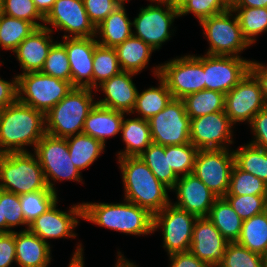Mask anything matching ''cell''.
Returning a JSON list of instances; mask_svg holds the SVG:
<instances>
[{
  "label": "cell",
  "instance_id": "7a4b0ae2",
  "mask_svg": "<svg viewBox=\"0 0 267 267\" xmlns=\"http://www.w3.org/2000/svg\"><path fill=\"white\" fill-rule=\"evenodd\" d=\"M124 185V200L147 209L152 215L171 203L167 190L139 157L118 158Z\"/></svg>",
  "mask_w": 267,
  "mask_h": 267
},
{
  "label": "cell",
  "instance_id": "5b68a950",
  "mask_svg": "<svg viewBox=\"0 0 267 267\" xmlns=\"http://www.w3.org/2000/svg\"><path fill=\"white\" fill-rule=\"evenodd\" d=\"M0 189L19 196L50 190L36 155L28 151L0 155Z\"/></svg>",
  "mask_w": 267,
  "mask_h": 267
},
{
  "label": "cell",
  "instance_id": "603a6c76",
  "mask_svg": "<svg viewBox=\"0 0 267 267\" xmlns=\"http://www.w3.org/2000/svg\"><path fill=\"white\" fill-rule=\"evenodd\" d=\"M136 73L121 71L118 75L112 76L97 87L106 95L104 99L97 101V104L131 114L136 103L138 90L132 81Z\"/></svg>",
  "mask_w": 267,
  "mask_h": 267
},
{
  "label": "cell",
  "instance_id": "11a10c76",
  "mask_svg": "<svg viewBox=\"0 0 267 267\" xmlns=\"http://www.w3.org/2000/svg\"><path fill=\"white\" fill-rule=\"evenodd\" d=\"M232 7L267 8V0H237Z\"/></svg>",
  "mask_w": 267,
  "mask_h": 267
},
{
  "label": "cell",
  "instance_id": "2e32d148",
  "mask_svg": "<svg viewBox=\"0 0 267 267\" xmlns=\"http://www.w3.org/2000/svg\"><path fill=\"white\" fill-rule=\"evenodd\" d=\"M43 23L46 28L50 24L57 30L70 33L63 38L96 37V27L87 15L83 0H56Z\"/></svg>",
  "mask_w": 267,
  "mask_h": 267
},
{
  "label": "cell",
  "instance_id": "f546056e",
  "mask_svg": "<svg viewBox=\"0 0 267 267\" xmlns=\"http://www.w3.org/2000/svg\"><path fill=\"white\" fill-rule=\"evenodd\" d=\"M157 77L160 80L158 87H151L137 93L132 113L136 111L141 119L149 120L162 111L173 98L165 81L159 75Z\"/></svg>",
  "mask_w": 267,
  "mask_h": 267
},
{
  "label": "cell",
  "instance_id": "f6af8a7d",
  "mask_svg": "<svg viewBox=\"0 0 267 267\" xmlns=\"http://www.w3.org/2000/svg\"><path fill=\"white\" fill-rule=\"evenodd\" d=\"M3 14L33 23L37 28L43 27L44 16L38 11L33 0H3Z\"/></svg>",
  "mask_w": 267,
  "mask_h": 267
},
{
  "label": "cell",
  "instance_id": "e0dca14e",
  "mask_svg": "<svg viewBox=\"0 0 267 267\" xmlns=\"http://www.w3.org/2000/svg\"><path fill=\"white\" fill-rule=\"evenodd\" d=\"M232 126L225 111L190 119V143L198 150L228 149L232 144Z\"/></svg>",
  "mask_w": 267,
  "mask_h": 267
},
{
  "label": "cell",
  "instance_id": "be15d7a7",
  "mask_svg": "<svg viewBox=\"0 0 267 267\" xmlns=\"http://www.w3.org/2000/svg\"><path fill=\"white\" fill-rule=\"evenodd\" d=\"M150 1L152 2L155 1V3H167V4L170 2V0H150Z\"/></svg>",
  "mask_w": 267,
  "mask_h": 267
},
{
  "label": "cell",
  "instance_id": "60d3db41",
  "mask_svg": "<svg viewBox=\"0 0 267 267\" xmlns=\"http://www.w3.org/2000/svg\"><path fill=\"white\" fill-rule=\"evenodd\" d=\"M226 195H267V184L234 164Z\"/></svg>",
  "mask_w": 267,
  "mask_h": 267
},
{
  "label": "cell",
  "instance_id": "f907efd6",
  "mask_svg": "<svg viewBox=\"0 0 267 267\" xmlns=\"http://www.w3.org/2000/svg\"><path fill=\"white\" fill-rule=\"evenodd\" d=\"M16 262L15 231L0 233V267H10Z\"/></svg>",
  "mask_w": 267,
  "mask_h": 267
},
{
  "label": "cell",
  "instance_id": "83f0119b",
  "mask_svg": "<svg viewBox=\"0 0 267 267\" xmlns=\"http://www.w3.org/2000/svg\"><path fill=\"white\" fill-rule=\"evenodd\" d=\"M115 50L121 70L136 74L145 69L152 52L155 51L143 40L133 35L116 46Z\"/></svg>",
  "mask_w": 267,
  "mask_h": 267
},
{
  "label": "cell",
  "instance_id": "4dcf8cb0",
  "mask_svg": "<svg viewBox=\"0 0 267 267\" xmlns=\"http://www.w3.org/2000/svg\"><path fill=\"white\" fill-rule=\"evenodd\" d=\"M66 141L73 164L80 172L92 165L105 148L99 140L83 133L70 136Z\"/></svg>",
  "mask_w": 267,
  "mask_h": 267
},
{
  "label": "cell",
  "instance_id": "9c48e42d",
  "mask_svg": "<svg viewBox=\"0 0 267 267\" xmlns=\"http://www.w3.org/2000/svg\"><path fill=\"white\" fill-rule=\"evenodd\" d=\"M232 14L233 10L228 8L200 22L210 44L206 54L238 57L251 46L242 35L237 16L232 17Z\"/></svg>",
  "mask_w": 267,
  "mask_h": 267
},
{
  "label": "cell",
  "instance_id": "7c38bea8",
  "mask_svg": "<svg viewBox=\"0 0 267 267\" xmlns=\"http://www.w3.org/2000/svg\"><path fill=\"white\" fill-rule=\"evenodd\" d=\"M233 165L234 154L229 149L198 150L193 174L220 198L228 192Z\"/></svg>",
  "mask_w": 267,
  "mask_h": 267
},
{
  "label": "cell",
  "instance_id": "f35d334b",
  "mask_svg": "<svg viewBox=\"0 0 267 267\" xmlns=\"http://www.w3.org/2000/svg\"><path fill=\"white\" fill-rule=\"evenodd\" d=\"M267 258L251 252L237 242H229L216 267H266Z\"/></svg>",
  "mask_w": 267,
  "mask_h": 267
},
{
  "label": "cell",
  "instance_id": "d590c367",
  "mask_svg": "<svg viewBox=\"0 0 267 267\" xmlns=\"http://www.w3.org/2000/svg\"><path fill=\"white\" fill-rule=\"evenodd\" d=\"M37 27L28 21L2 14L0 17V47L14 52Z\"/></svg>",
  "mask_w": 267,
  "mask_h": 267
},
{
  "label": "cell",
  "instance_id": "ba28073f",
  "mask_svg": "<svg viewBox=\"0 0 267 267\" xmlns=\"http://www.w3.org/2000/svg\"><path fill=\"white\" fill-rule=\"evenodd\" d=\"M48 188L56 192L53 181L75 180L81 182V172L73 164L69 155L66 138L45 134L34 148ZM52 179V180H51Z\"/></svg>",
  "mask_w": 267,
  "mask_h": 267
},
{
  "label": "cell",
  "instance_id": "f1b7e54d",
  "mask_svg": "<svg viewBox=\"0 0 267 267\" xmlns=\"http://www.w3.org/2000/svg\"><path fill=\"white\" fill-rule=\"evenodd\" d=\"M207 218L228 242H236L239 239L243 219L239 217L224 197L214 201Z\"/></svg>",
  "mask_w": 267,
  "mask_h": 267
},
{
  "label": "cell",
  "instance_id": "4fadbf2b",
  "mask_svg": "<svg viewBox=\"0 0 267 267\" xmlns=\"http://www.w3.org/2000/svg\"><path fill=\"white\" fill-rule=\"evenodd\" d=\"M176 17H180L179 11L167 3L149 4L141 8L134 18L132 26L136 31L133 36L140 38L154 50L160 49L162 43L169 40L172 33L169 29Z\"/></svg>",
  "mask_w": 267,
  "mask_h": 267
},
{
  "label": "cell",
  "instance_id": "ab89813d",
  "mask_svg": "<svg viewBox=\"0 0 267 267\" xmlns=\"http://www.w3.org/2000/svg\"><path fill=\"white\" fill-rule=\"evenodd\" d=\"M57 192L40 190L20 195V203L26 223L29 225L45 213L58 199Z\"/></svg>",
  "mask_w": 267,
  "mask_h": 267
},
{
  "label": "cell",
  "instance_id": "484cf974",
  "mask_svg": "<svg viewBox=\"0 0 267 267\" xmlns=\"http://www.w3.org/2000/svg\"><path fill=\"white\" fill-rule=\"evenodd\" d=\"M124 6H118L98 26H96V38L101 36L98 44L115 48L133 35L132 22L128 18Z\"/></svg>",
  "mask_w": 267,
  "mask_h": 267
},
{
  "label": "cell",
  "instance_id": "681fc988",
  "mask_svg": "<svg viewBox=\"0 0 267 267\" xmlns=\"http://www.w3.org/2000/svg\"><path fill=\"white\" fill-rule=\"evenodd\" d=\"M250 126L255 139L250 144L267 150V106L253 117Z\"/></svg>",
  "mask_w": 267,
  "mask_h": 267
},
{
  "label": "cell",
  "instance_id": "c3c4849f",
  "mask_svg": "<svg viewBox=\"0 0 267 267\" xmlns=\"http://www.w3.org/2000/svg\"><path fill=\"white\" fill-rule=\"evenodd\" d=\"M83 4L95 27L119 6L115 0H83Z\"/></svg>",
  "mask_w": 267,
  "mask_h": 267
},
{
  "label": "cell",
  "instance_id": "cb8c5ba5",
  "mask_svg": "<svg viewBox=\"0 0 267 267\" xmlns=\"http://www.w3.org/2000/svg\"><path fill=\"white\" fill-rule=\"evenodd\" d=\"M15 253L19 267H48L52 259L49 243L26 229L15 232Z\"/></svg>",
  "mask_w": 267,
  "mask_h": 267
},
{
  "label": "cell",
  "instance_id": "7dc6e473",
  "mask_svg": "<svg viewBox=\"0 0 267 267\" xmlns=\"http://www.w3.org/2000/svg\"><path fill=\"white\" fill-rule=\"evenodd\" d=\"M229 7L223 0H189L179 11V16L193 13L198 21L225 12Z\"/></svg>",
  "mask_w": 267,
  "mask_h": 267
},
{
  "label": "cell",
  "instance_id": "e7e4bbea",
  "mask_svg": "<svg viewBox=\"0 0 267 267\" xmlns=\"http://www.w3.org/2000/svg\"><path fill=\"white\" fill-rule=\"evenodd\" d=\"M119 6H124V3L129 0H115Z\"/></svg>",
  "mask_w": 267,
  "mask_h": 267
},
{
  "label": "cell",
  "instance_id": "ac0fdd59",
  "mask_svg": "<svg viewBox=\"0 0 267 267\" xmlns=\"http://www.w3.org/2000/svg\"><path fill=\"white\" fill-rule=\"evenodd\" d=\"M57 202L29 224L28 230L46 243L47 239L76 237L73 230L79 223L78 218L83 219L82 203L70 207L67 213L56 208Z\"/></svg>",
  "mask_w": 267,
  "mask_h": 267
},
{
  "label": "cell",
  "instance_id": "d4e9b609",
  "mask_svg": "<svg viewBox=\"0 0 267 267\" xmlns=\"http://www.w3.org/2000/svg\"><path fill=\"white\" fill-rule=\"evenodd\" d=\"M124 114L96 104L85 119L82 133L99 140L105 146L107 138L121 132Z\"/></svg>",
  "mask_w": 267,
  "mask_h": 267
},
{
  "label": "cell",
  "instance_id": "6f0895ef",
  "mask_svg": "<svg viewBox=\"0 0 267 267\" xmlns=\"http://www.w3.org/2000/svg\"><path fill=\"white\" fill-rule=\"evenodd\" d=\"M83 248L82 245H78L76 251L73 254V257L71 258V261L69 263L68 267H84V261H83Z\"/></svg>",
  "mask_w": 267,
  "mask_h": 267
},
{
  "label": "cell",
  "instance_id": "7402d4cb",
  "mask_svg": "<svg viewBox=\"0 0 267 267\" xmlns=\"http://www.w3.org/2000/svg\"><path fill=\"white\" fill-rule=\"evenodd\" d=\"M52 32L50 27L37 28L16 48L14 53L23 70L21 74L41 72L45 59L55 43L50 36Z\"/></svg>",
  "mask_w": 267,
  "mask_h": 267
},
{
  "label": "cell",
  "instance_id": "d6986e66",
  "mask_svg": "<svg viewBox=\"0 0 267 267\" xmlns=\"http://www.w3.org/2000/svg\"><path fill=\"white\" fill-rule=\"evenodd\" d=\"M171 190H175L177 194V202L173 205L198 218L207 217L218 198L193 173L180 176Z\"/></svg>",
  "mask_w": 267,
  "mask_h": 267
},
{
  "label": "cell",
  "instance_id": "03108f58",
  "mask_svg": "<svg viewBox=\"0 0 267 267\" xmlns=\"http://www.w3.org/2000/svg\"><path fill=\"white\" fill-rule=\"evenodd\" d=\"M3 14V0H0V17Z\"/></svg>",
  "mask_w": 267,
  "mask_h": 267
},
{
  "label": "cell",
  "instance_id": "f5cc1de1",
  "mask_svg": "<svg viewBox=\"0 0 267 267\" xmlns=\"http://www.w3.org/2000/svg\"><path fill=\"white\" fill-rule=\"evenodd\" d=\"M12 82L0 78V109H3L18 100L17 76Z\"/></svg>",
  "mask_w": 267,
  "mask_h": 267
},
{
  "label": "cell",
  "instance_id": "003e7915",
  "mask_svg": "<svg viewBox=\"0 0 267 267\" xmlns=\"http://www.w3.org/2000/svg\"><path fill=\"white\" fill-rule=\"evenodd\" d=\"M265 213L267 215V196H266V203H265Z\"/></svg>",
  "mask_w": 267,
  "mask_h": 267
},
{
  "label": "cell",
  "instance_id": "30bf717a",
  "mask_svg": "<svg viewBox=\"0 0 267 267\" xmlns=\"http://www.w3.org/2000/svg\"><path fill=\"white\" fill-rule=\"evenodd\" d=\"M148 123L153 143L163 146L190 143V117L183 99L172 98Z\"/></svg>",
  "mask_w": 267,
  "mask_h": 267
},
{
  "label": "cell",
  "instance_id": "44dd1931",
  "mask_svg": "<svg viewBox=\"0 0 267 267\" xmlns=\"http://www.w3.org/2000/svg\"><path fill=\"white\" fill-rule=\"evenodd\" d=\"M228 241L207 218H198L194 224L190 252L211 267H216L224 257Z\"/></svg>",
  "mask_w": 267,
  "mask_h": 267
},
{
  "label": "cell",
  "instance_id": "3957f363",
  "mask_svg": "<svg viewBox=\"0 0 267 267\" xmlns=\"http://www.w3.org/2000/svg\"><path fill=\"white\" fill-rule=\"evenodd\" d=\"M82 203L83 219L99 226L132 235L153 233V215L132 202Z\"/></svg>",
  "mask_w": 267,
  "mask_h": 267
},
{
  "label": "cell",
  "instance_id": "1f68e13d",
  "mask_svg": "<svg viewBox=\"0 0 267 267\" xmlns=\"http://www.w3.org/2000/svg\"><path fill=\"white\" fill-rule=\"evenodd\" d=\"M241 246L267 258V215L265 212L243 220L239 239Z\"/></svg>",
  "mask_w": 267,
  "mask_h": 267
},
{
  "label": "cell",
  "instance_id": "8fae6325",
  "mask_svg": "<svg viewBox=\"0 0 267 267\" xmlns=\"http://www.w3.org/2000/svg\"><path fill=\"white\" fill-rule=\"evenodd\" d=\"M197 216L170 203L153 215V231L163 232V247L169 254L190 250Z\"/></svg>",
  "mask_w": 267,
  "mask_h": 267
},
{
  "label": "cell",
  "instance_id": "836d02e7",
  "mask_svg": "<svg viewBox=\"0 0 267 267\" xmlns=\"http://www.w3.org/2000/svg\"><path fill=\"white\" fill-rule=\"evenodd\" d=\"M138 157L166 187L171 190L175 186L179 177L169 166L168 155H165V146L152 142Z\"/></svg>",
  "mask_w": 267,
  "mask_h": 267
},
{
  "label": "cell",
  "instance_id": "6da1fadb",
  "mask_svg": "<svg viewBox=\"0 0 267 267\" xmlns=\"http://www.w3.org/2000/svg\"><path fill=\"white\" fill-rule=\"evenodd\" d=\"M46 134L45 115L18 100L1 110L0 155L8 152H27Z\"/></svg>",
  "mask_w": 267,
  "mask_h": 267
},
{
  "label": "cell",
  "instance_id": "4316f807",
  "mask_svg": "<svg viewBox=\"0 0 267 267\" xmlns=\"http://www.w3.org/2000/svg\"><path fill=\"white\" fill-rule=\"evenodd\" d=\"M121 132L126 146L124 151L117 154L118 158L138 157L152 143L148 120L139 116L134 119L123 118Z\"/></svg>",
  "mask_w": 267,
  "mask_h": 267
},
{
  "label": "cell",
  "instance_id": "ee69618b",
  "mask_svg": "<svg viewBox=\"0 0 267 267\" xmlns=\"http://www.w3.org/2000/svg\"><path fill=\"white\" fill-rule=\"evenodd\" d=\"M267 195H225L224 198L229 202L239 217L243 220L265 212Z\"/></svg>",
  "mask_w": 267,
  "mask_h": 267
},
{
  "label": "cell",
  "instance_id": "9f6ffc18",
  "mask_svg": "<svg viewBox=\"0 0 267 267\" xmlns=\"http://www.w3.org/2000/svg\"><path fill=\"white\" fill-rule=\"evenodd\" d=\"M56 0H33L38 11L45 17L52 9Z\"/></svg>",
  "mask_w": 267,
  "mask_h": 267
},
{
  "label": "cell",
  "instance_id": "6125c7cd",
  "mask_svg": "<svg viewBox=\"0 0 267 267\" xmlns=\"http://www.w3.org/2000/svg\"><path fill=\"white\" fill-rule=\"evenodd\" d=\"M223 1L229 8H231L237 0H223Z\"/></svg>",
  "mask_w": 267,
  "mask_h": 267
},
{
  "label": "cell",
  "instance_id": "e575fe53",
  "mask_svg": "<svg viewBox=\"0 0 267 267\" xmlns=\"http://www.w3.org/2000/svg\"><path fill=\"white\" fill-rule=\"evenodd\" d=\"M234 164L267 184V150L250 143L233 150Z\"/></svg>",
  "mask_w": 267,
  "mask_h": 267
},
{
  "label": "cell",
  "instance_id": "7bdbcfd3",
  "mask_svg": "<svg viewBox=\"0 0 267 267\" xmlns=\"http://www.w3.org/2000/svg\"><path fill=\"white\" fill-rule=\"evenodd\" d=\"M198 149L191 143L165 146V155H168L169 166L180 177L193 173L194 161Z\"/></svg>",
  "mask_w": 267,
  "mask_h": 267
},
{
  "label": "cell",
  "instance_id": "8d00e7d4",
  "mask_svg": "<svg viewBox=\"0 0 267 267\" xmlns=\"http://www.w3.org/2000/svg\"><path fill=\"white\" fill-rule=\"evenodd\" d=\"M231 9L234 13L237 12L242 35L250 45L256 42L258 34L267 31V8L231 7Z\"/></svg>",
  "mask_w": 267,
  "mask_h": 267
},
{
  "label": "cell",
  "instance_id": "d6a6232c",
  "mask_svg": "<svg viewBox=\"0 0 267 267\" xmlns=\"http://www.w3.org/2000/svg\"><path fill=\"white\" fill-rule=\"evenodd\" d=\"M183 101L190 119L225 109V94L214 90L203 89L187 95Z\"/></svg>",
  "mask_w": 267,
  "mask_h": 267
},
{
  "label": "cell",
  "instance_id": "ffe728a7",
  "mask_svg": "<svg viewBox=\"0 0 267 267\" xmlns=\"http://www.w3.org/2000/svg\"><path fill=\"white\" fill-rule=\"evenodd\" d=\"M71 69V85L93 89V57L95 37L63 38Z\"/></svg>",
  "mask_w": 267,
  "mask_h": 267
},
{
  "label": "cell",
  "instance_id": "816d5d0a",
  "mask_svg": "<svg viewBox=\"0 0 267 267\" xmlns=\"http://www.w3.org/2000/svg\"><path fill=\"white\" fill-rule=\"evenodd\" d=\"M170 267H211L190 251L169 254Z\"/></svg>",
  "mask_w": 267,
  "mask_h": 267
},
{
  "label": "cell",
  "instance_id": "5bb4252c",
  "mask_svg": "<svg viewBox=\"0 0 267 267\" xmlns=\"http://www.w3.org/2000/svg\"><path fill=\"white\" fill-rule=\"evenodd\" d=\"M250 62L251 60L240 56L205 54L203 56L205 89L228 93L250 71Z\"/></svg>",
  "mask_w": 267,
  "mask_h": 267
},
{
  "label": "cell",
  "instance_id": "9a60e30c",
  "mask_svg": "<svg viewBox=\"0 0 267 267\" xmlns=\"http://www.w3.org/2000/svg\"><path fill=\"white\" fill-rule=\"evenodd\" d=\"M265 107L260 83L250 71L225 94L224 111L233 125L245 121L250 124L253 117Z\"/></svg>",
  "mask_w": 267,
  "mask_h": 267
},
{
  "label": "cell",
  "instance_id": "db71d44e",
  "mask_svg": "<svg viewBox=\"0 0 267 267\" xmlns=\"http://www.w3.org/2000/svg\"><path fill=\"white\" fill-rule=\"evenodd\" d=\"M250 72L260 83L263 100L267 106V66L263 63L251 61Z\"/></svg>",
  "mask_w": 267,
  "mask_h": 267
},
{
  "label": "cell",
  "instance_id": "bcb514c9",
  "mask_svg": "<svg viewBox=\"0 0 267 267\" xmlns=\"http://www.w3.org/2000/svg\"><path fill=\"white\" fill-rule=\"evenodd\" d=\"M2 211L6 220V233L12 232L11 228L19 225H26L28 230L29 225L25 221L19 195L2 190Z\"/></svg>",
  "mask_w": 267,
  "mask_h": 267
},
{
  "label": "cell",
  "instance_id": "52a82bcc",
  "mask_svg": "<svg viewBox=\"0 0 267 267\" xmlns=\"http://www.w3.org/2000/svg\"><path fill=\"white\" fill-rule=\"evenodd\" d=\"M154 70L167 84L173 98L183 99L205 89L203 56L186 55L167 61Z\"/></svg>",
  "mask_w": 267,
  "mask_h": 267
},
{
  "label": "cell",
  "instance_id": "b9f144b4",
  "mask_svg": "<svg viewBox=\"0 0 267 267\" xmlns=\"http://www.w3.org/2000/svg\"><path fill=\"white\" fill-rule=\"evenodd\" d=\"M41 73L66 82H71L68 54L62 42L56 41L52 45L45 59L44 66L41 69Z\"/></svg>",
  "mask_w": 267,
  "mask_h": 267
},
{
  "label": "cell",
  "instance_id": "74e56055",
  "mask_svg": "<svg viewBox=\"0 0 267 267\" xmlns=\"http://www.w3.org/2000/svg\"><path fill=\"white\" fill-rule=\"evenodd\" d=\"M115 48L95 46L93 57V89L121 72Z\"/></svg>",
  "mask_w": 267,
  "mask_h": 267
},
{
  "label": "cell",
  "instance_id": "8992f818",
  "mask_svg": "<svg viewBox=\"0 0 267 267\" xmlns=\"http://www.w3.org/2000/svg\"><path fill=\"white\" fill-rule=\"evenodd\" d=\"M18 101L44 115L59 103L72 89L66 82L41 72L17 75Z\"/></svg>",
  "mask_w": 267,
  "mask_h": 267
},
{
  "label": "cell",
  "instance_id": "91938a15",
  "mask_svg": "<svg viewBox=\"0 0 267 267\" xmlns=\"http://www.w3.org/2000/svg\"><path fill=\"white\" fill-rule=\"evenodd\" d=\"M0 233H6V220L2 211V190L0 189Z\"/></svg>",
  "mask_w": 267,
  "mask_h": 267
},
{
  "label": "cell",
  "instance_id": "277c9868",
  "mask_svg": "<svg viewBox=\"0 0 267 267\" xmlns=\"http://www.w3.org/2000/svg\"><path fill=\"white\" fill-rule=\"evenodd\" d=\"M92 89L73 87V89L45 114L47 134L68 138L83 132L85 119L95 107Z\"/></svg>",
  "mask_w": 267,
  "mask_h": 267
},
{
  "label": "cell",
  "instance_id": "94428289",
  "mask_svg": "<svg viewBox=\"0 0 267 267\" xmlns=\"http://www.w3.org/2000/svg\"><path fill=\"white\" fill-rule=\"evenodd\" d=\"M189 0H170L168 3L173 9L180 11Z\"/></svg>",
  "mask_w": 267,
  "mask_h": 267
},
{
  "label": "cell",
  "instance_id": "680465c9",
  "mask_svg": "<svg viewBox=\"0 0 267 267\" xmlns=\"http://www.w3.org/2000/svg\"><path fill=\"white\" fill-rule=\"evenodd\" d=\"M115 267H137L134 263L125 259L121 252H118V260Z\"/></svg>",
  "mask_w": 267,
  "mask_h": 267
}]
</instances>
